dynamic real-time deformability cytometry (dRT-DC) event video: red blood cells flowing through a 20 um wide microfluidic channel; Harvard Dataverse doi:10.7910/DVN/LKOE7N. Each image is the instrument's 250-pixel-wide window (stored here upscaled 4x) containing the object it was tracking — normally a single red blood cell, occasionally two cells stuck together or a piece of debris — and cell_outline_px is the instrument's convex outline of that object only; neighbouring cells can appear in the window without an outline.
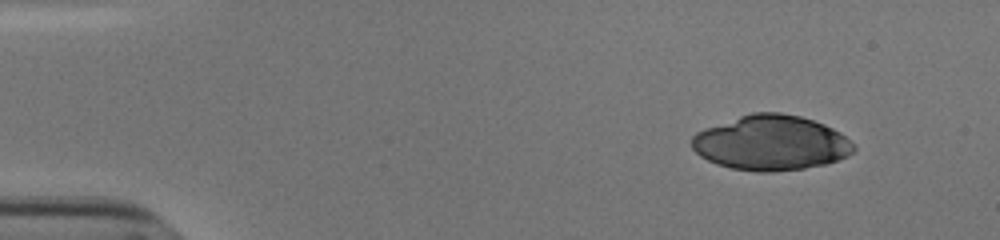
{"species": "human", "species_latin": "Homo sapiens", "temperature_condition": "cold", "stored_images_in_passage": 48, "camera_frame_rate_fps": 3000, "um_per_image_px": 0.085, "donor": {"sex": "male"}, "frame": {"image": 1, "passage_image": 1, "time_ms": 0.0, "image_size_px": [1000, 240], "cell_outline_px": [[856, 148], [848, 156], [824, 164], [804, 168], [772, 172], [756, 172], [732, 168], [716, 164], [700, 156], [692, 148], [692, 136], [696, 132], [704, 128], [752, 112], [780, 112], [800, 116], [824, 124], [840, 132], [856, 144]], "centroid_in_image_um": [65.54, 12.14], "position_along_channel_um": 19.5, "area_um2": 51.96}}